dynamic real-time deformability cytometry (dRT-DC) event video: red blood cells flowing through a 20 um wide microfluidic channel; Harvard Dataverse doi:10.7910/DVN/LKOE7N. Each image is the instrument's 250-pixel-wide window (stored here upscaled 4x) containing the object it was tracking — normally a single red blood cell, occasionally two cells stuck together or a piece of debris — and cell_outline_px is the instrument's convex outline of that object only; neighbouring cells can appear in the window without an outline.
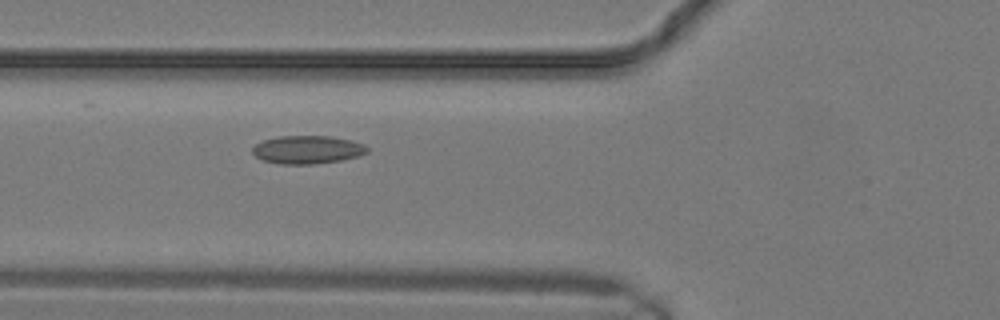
{"species": "common noctule bat (a hibernating species)", "species_latin": "Nyctalus noctula", "temperature_condition": "warm", "stored_images_in_passage": 7, "camera_frame_rate_fps": 3000, "um_per_image_px": 0.085, "animal": {"sex": "male", "body_mass_g": 19.2, "forearm_length_mm": 51.8}, "frame": {"image": 1, "passage_image": 7, "time_ms": 2.0, "image_size_px": [1000, 320], "cell_outline_px": [[368, 152], [360, 156], [340, 160], [312, 164], [280, 164], [264, 160], [256, 156], [252, 152], [252, 148], [256, 144], [264, 140], [280, 136], [328, 136], [348, 140], [364, 144], [368, 148]], "centroid_in_image_um": [26.14, 12.72], "position_along_channel_um": 99.7, "area_um2": 18.61}}